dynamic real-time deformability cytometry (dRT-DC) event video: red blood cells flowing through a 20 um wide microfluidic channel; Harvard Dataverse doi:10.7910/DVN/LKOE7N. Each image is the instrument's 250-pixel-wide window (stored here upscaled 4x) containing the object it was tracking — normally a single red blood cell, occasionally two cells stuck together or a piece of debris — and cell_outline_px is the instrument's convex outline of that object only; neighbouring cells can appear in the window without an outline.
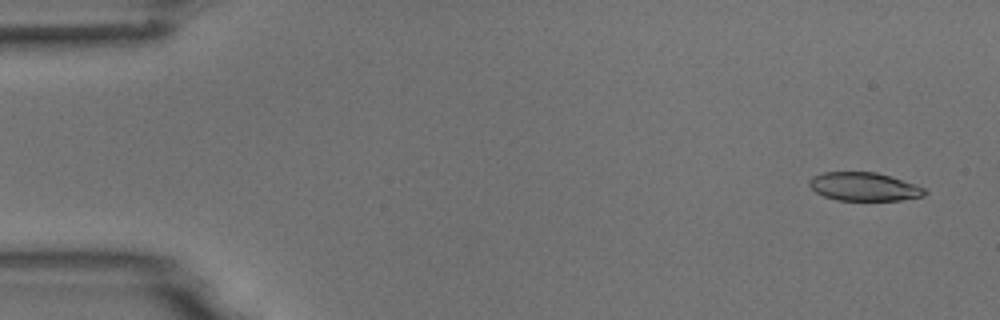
{"species": "common noctule bat (a hibernating species)", "species_latin": "Nyctalus noctula", "temperature_condition": "room temperature", "stored_images_in_passage": 54, "camera_frame_rate_fps": 3000, "um_per_image_px": 0.085, "animal": {"sex": "male", "body_mass_g": 18.8}, "frame": {"image": 1, "passage_image": 3, "time_ms": 0.667, "image_size_px": [1000, 320], "cell_outline_px": [[928, 192], [924, 196], [900, 200], [836, 200], [824, 196], [816, 192], [808, 184], [808, 180], [812, 176], [824, 172], [876, 172], [916, 184], [924, 188]], "centroid_in_image_um": [73.44, 15.86], "position_along_channel_um": 11.6, "area_um2": 19.13}}
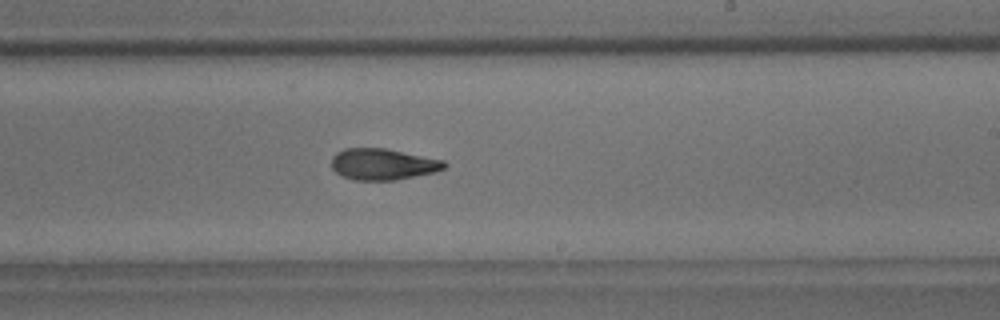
{"frame": {"image": 2, "passage_image": 32, "time_ms": 10.333, "image_size_px": [1000, 320], "cell_outline_px": [[448, 164], [444, 168], [432, 172], [396, 180], [352, 180], [336, 172], [332, 168], [332, 156], [336, 152], [344, 148], [384, 148], [444, 160]], "centroid_in_image_um": [32.52, 13.95], "position_along_channel_um": 256.5, "area_um2": 20.46}}
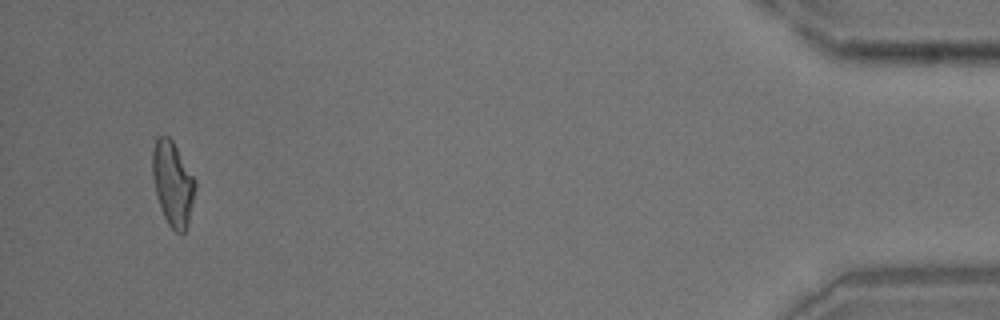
{"frame": {"image": 3, "passage_image": 51, "time_ms": 16.667, "image_size_px": [1000, 320], "cell_outline_px": [[196, 188], [188, 224], [184, 232], [176, 232], [168, 224], [160, 208], [156, 196], [152, 176], [152, 148], [156, 136], [168, 136], [172, 140], [196, 180]], "centroid_in_image_um": [14.67, 15.58], "position_along_channel_um": 420.5, "area_um2": 21.15}}